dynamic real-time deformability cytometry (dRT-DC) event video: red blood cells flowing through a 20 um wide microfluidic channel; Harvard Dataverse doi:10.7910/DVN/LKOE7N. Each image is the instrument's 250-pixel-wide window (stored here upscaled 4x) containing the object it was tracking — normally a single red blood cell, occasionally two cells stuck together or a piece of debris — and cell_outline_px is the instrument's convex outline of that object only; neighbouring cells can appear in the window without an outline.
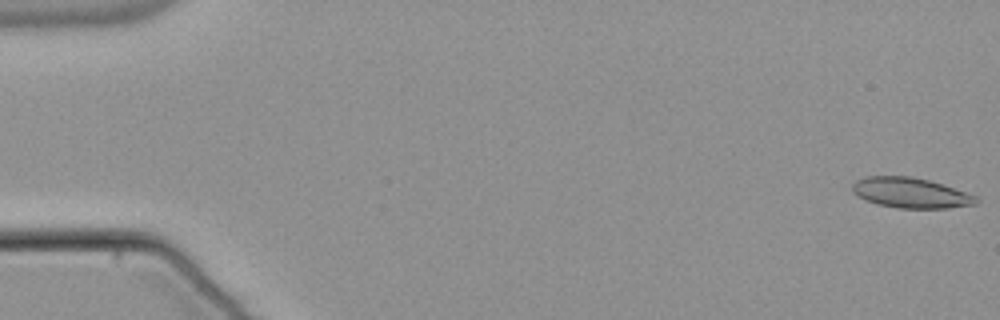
{"species": "common noctule bat (a hibernating species)", "species_latin": "Nyctalus noctula", "temperature_condition": "warm", "stored_images_in_passage": 12, "camera_frame_rate_fps": 3000, "um_per_image_px": 0.085, "animal": {"sex": "male", "body_mass_g": 21.5, "forearm_length_mm": 52.0}, "frame": {"image": 1, "passage_image": 1, "time_ms": 0.0, "image_size_px": [1000, 320], "cell_outline_px": [[980, 200], [976, 204], [948, 208], [896, 208], [864, 200], [852, 192], [852, 184], [856, 180], [864, 176], [912, 176], [944, 184], [976, 196]], "centroid_in_image_um": [77.4, 16.38], "position_along_channel_um": 7.6, "area_um2": 21.96}}